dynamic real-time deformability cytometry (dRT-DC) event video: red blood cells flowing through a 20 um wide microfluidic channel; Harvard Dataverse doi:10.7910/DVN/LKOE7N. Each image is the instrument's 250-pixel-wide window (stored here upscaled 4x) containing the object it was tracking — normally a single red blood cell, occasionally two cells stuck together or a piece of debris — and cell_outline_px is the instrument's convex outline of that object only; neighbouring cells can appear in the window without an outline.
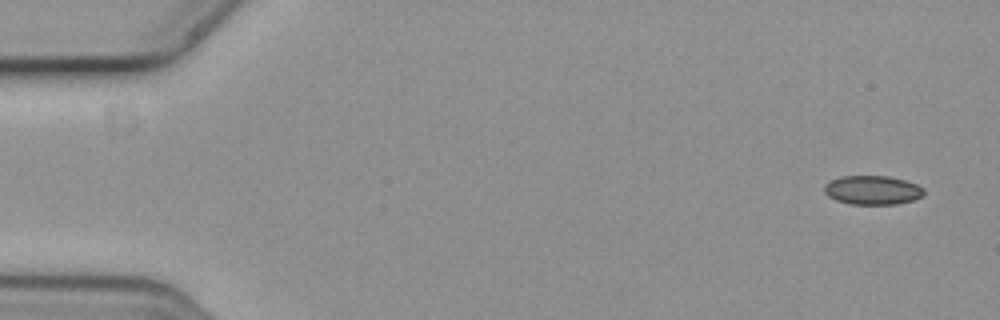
{"species": "common noctule bat (a hibernating species)", "species_latin": "Nyctalus noctula", "temperature_condition": "cold", "stored_images_in_passage": 5, "camera_frame_rate_fps": 3000, "um_per_image_px": 0.085, "animal": {"sex": "female", "body_mass_g": 19.3, "forearm_length_mm": 54.1}, "frame": {"image": 1, "passage_image": 1, "time_ms": 0.0, "image_size_px": [1000, 320], "cell_outline_px": [[924, 196], [912, 200], [896, 204], [852, 204], [836, 200], [828, 196], [824, 192], [824, 184], [832, 180], [844, 176], [888, 176], [904, 180], [916, 184], [924, 188]], "centroid_in_image_um": [74.17, 16.16], "position_along_channel_um": 10.8, "area_um2": 16.76}}
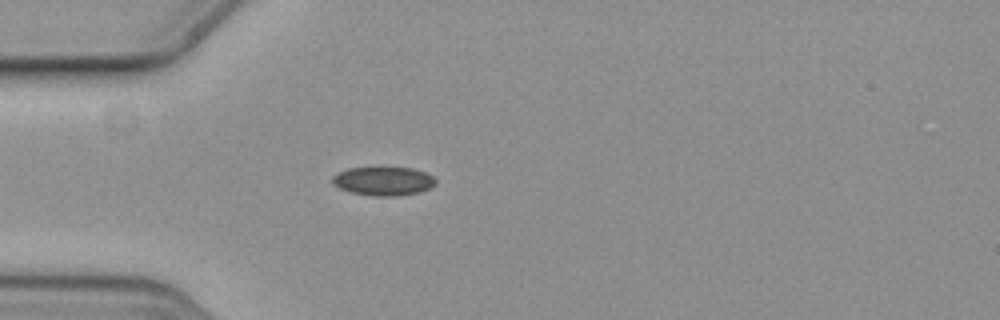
{"frame": {"image": 2, "passage_image": 5, "time_ms": 1.333, "image_size_px": [1000, 320], "cell_outline_px": [[436, 184], [420, 192], [396, 196], [372, 196], [352, 192], [340, 188], [332, 184], [332, 176], [348, 168], [376, 164], [380, 164], [412, 168], [424, 172], [432, 176], [436, 180]], "centroid_in_image_um": [32.57, 15.33], "position_along_channel_um": 52.4, "area_um2": 18.09}}